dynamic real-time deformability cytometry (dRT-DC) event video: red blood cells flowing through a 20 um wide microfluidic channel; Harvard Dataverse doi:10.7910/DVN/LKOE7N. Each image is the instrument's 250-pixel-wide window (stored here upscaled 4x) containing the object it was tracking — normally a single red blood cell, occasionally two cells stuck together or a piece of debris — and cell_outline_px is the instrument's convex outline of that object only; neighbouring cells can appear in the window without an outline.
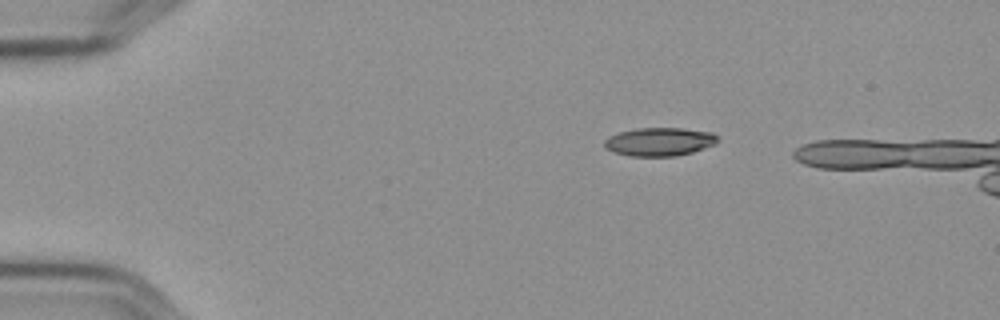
{"species": "Egyptian fruit bat (a non-hibernating species)", "species_latin": "Rousettus aegyptiacus", "temperature_condition": "cold", "stored_images_in_passage": 7, "camera_frame_rate_fps": 3000, "um_per_image_px": 0.085, "frame": {"image": 1, "passage_image": 1, "time_ms": 0.0, "image_size_px": [1000, 320], "cell_outline_px": [[720, 140], [716, 144], [692, 152], [676, 156], [628, 156], [612, 152], [604, 148], [604, 140], [608, 136], [620, 132], [636, 128], [680, 128], [712, 132]], "centroid_in_image_um": [56.03, 12.05], "position_along_channel_um": 29.0, "area_um2": 18.9}}